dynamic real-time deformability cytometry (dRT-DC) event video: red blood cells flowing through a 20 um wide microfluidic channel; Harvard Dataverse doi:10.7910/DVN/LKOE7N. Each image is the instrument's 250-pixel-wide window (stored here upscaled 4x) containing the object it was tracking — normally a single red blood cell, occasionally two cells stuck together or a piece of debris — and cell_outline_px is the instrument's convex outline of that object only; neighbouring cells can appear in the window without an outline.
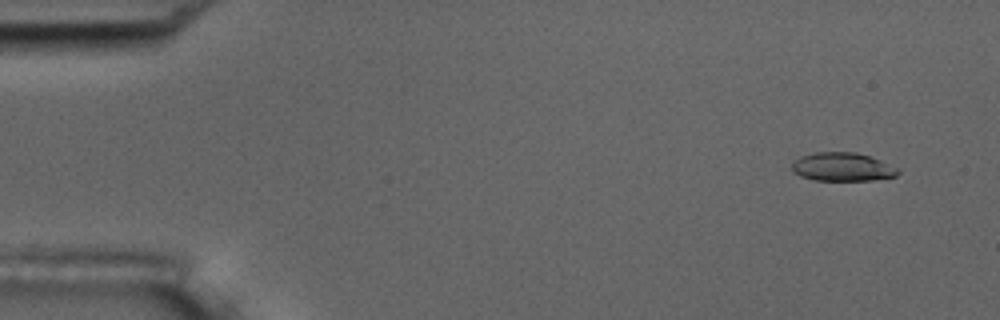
{"species": "common noctule bat (a hibernating species)", "species_latin": "Nyctalus noctula", "temperature_condition": "room temperature", "stored_images_in_passage": 4, "camera_frame_rate_fps": 3000, "um_per_image_px": 0.085, "animal": {"sex": "male", "body_mass_g": 17.5, "forearm_length_mm": 52.3}, "frame": {"image": 1, "passage_image": 1, "time_ms": 0.0, "image_size_px": [1000, 320], "cell_outline_px": [[900, 172], [896, 176], [872, 180], [812, 180], [800, 176], [792, 172], [792, 164], [800, 156], [816, 152], [856, 152], [880, 160], [900, 168]], "centroid_in_image_um": [71.61, 14.19], "position_along_channel_um": 13.4, "area_um2": 17.69}}
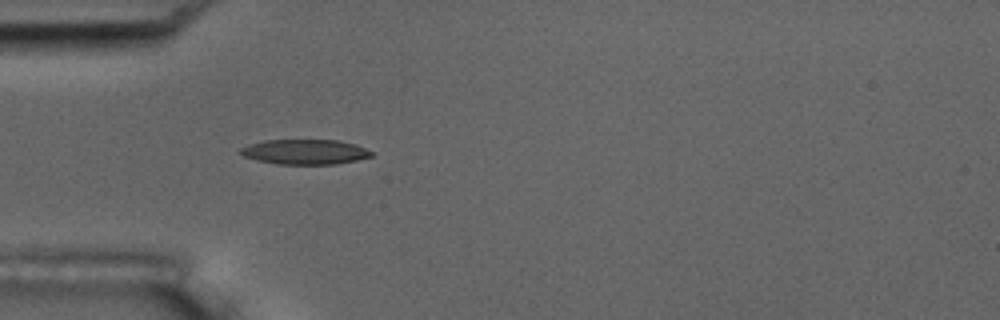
{"frame": {"image": 2, "passage_image": 4, "time_ms": 4.333, "image_size_px": [1000, 320], "cell_outline_px": [[372, 156], [356, 160], [336, 164], [276, 164], [256, 160], [244, 156], [240, 152], [240, 148], [248, 144], [264, 140], [336, 140], [356, 144], [372, 152]], "centroid_in_image_um": [25.89, 12.91], "position_along_channel_um": 59.1, "area_um2": 19.02}}